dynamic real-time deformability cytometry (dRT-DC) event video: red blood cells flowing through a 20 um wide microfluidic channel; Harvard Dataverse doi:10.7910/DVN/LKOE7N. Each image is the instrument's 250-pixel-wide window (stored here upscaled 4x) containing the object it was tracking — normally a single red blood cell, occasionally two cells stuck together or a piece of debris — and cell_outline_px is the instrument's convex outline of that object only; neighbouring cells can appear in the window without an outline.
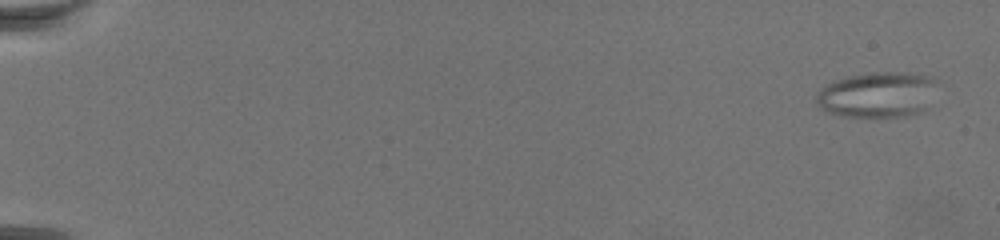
{"species": "common noctule bat (a hibernating species)", "species_latin": "Nyctalus noctula", "temperature_condition": "warm", "stored_images_in_passage": 74, "camera_frame_rate_fps": 3000, "um_per_image_px": 0.085, "animal": {"sex": "female", "body_mass_g": 19.5, "forearm_length_mm": 54.1}, "frame": {"image": 1, "passage_image": 4, "time_ms": 1.0, "image_size_px": [1000, 240], "cell_outline_px": [[936, 80], [924, 108], [920, 112], [904, 116], [840, 116], [828, 112], [820, 108], [816, 104], [816, 92], [820, 88], [844, 76], [872, 72], [904, 72], [928, 76]], "centroid_in_image_um": [74.47, 8.03], "position_along_channel_um": 10.5, "area_um2": 31.67}}
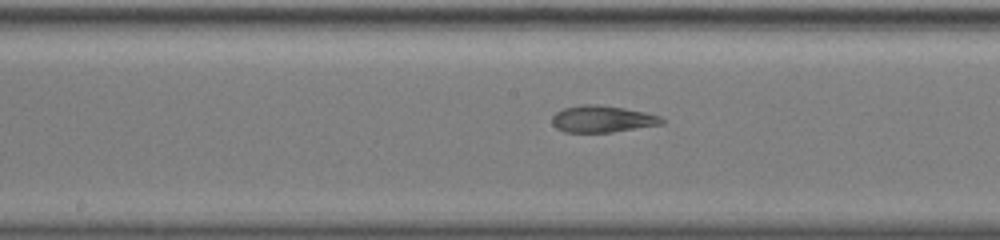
{"frame": {"image": 2, "passage_image": 42, "time_ms": 13.667, "image_size_px": [1000, 240], "cell_outline_px": [[664, 124], [612, 132], [564, 132], [556, 128], [552, 124], [552, 116], [556, 112], [564, 108], [580, 104], [600, 104], [624, 108], [644, 112], [660, 116], [664, 120]], "centroid_in_image_um": [51.18, 10.11], "position_along_channel_um": 197.0, "area_um2": 17.22}}
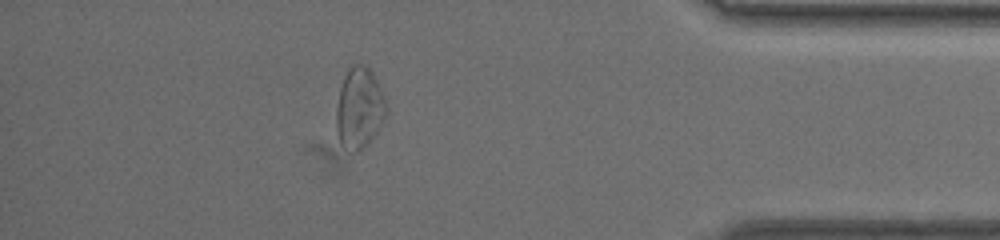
{"frame": {"image": 3, "passage_image": 66, "time_ms": 21.667, "image_size_px": [1000, 240], "cell_outline_px": [[388, 112], [376, 132], [368, 144], [364, 148], [356, 152], [352, 152], [344, 148], [340, 144], [336, 132], [336, 108], [340, 88], [344, 76], [348, 68], [352, 64], [364, 64], [372, 72], [380, 88], [388, 108]], "centroid_in_image_um": [30.53, 9.21], "position_along_channel_um": 404.7, "area_um2": 23.76}}